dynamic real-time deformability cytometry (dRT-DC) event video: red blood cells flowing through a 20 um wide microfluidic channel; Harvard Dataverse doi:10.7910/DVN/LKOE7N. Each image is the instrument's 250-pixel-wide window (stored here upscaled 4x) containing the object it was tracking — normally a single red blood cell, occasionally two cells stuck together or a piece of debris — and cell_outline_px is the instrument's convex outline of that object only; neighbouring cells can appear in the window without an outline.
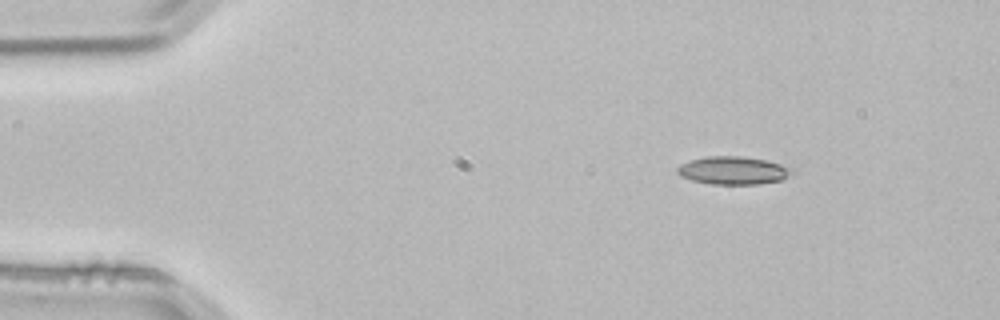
{"species": "common noctule bat (a hibernating species)", "species_latin": "Nyctalus noctula", "temperature_condition": "room temperature", "stored_images_in_passage": 2, "camera_frame_rate_fps": 3000, "um_per_image_px": 0.085, "animal": {"sex": "male", "body_mass_g": 21.5, "forearm_length_mm": 52.0}, "frame": {"image": 1, "passage_image": 2, "time_ms": 0.333, "image_size_px": [1000, 320], "cell_outline_px": [[792, 172], [780, 180], [760, 184], [708, 184], [692, 180], [680, 176], [676, 172], [676, 168], [680, 164], [688, 160], [708, 156], [740, 156], [764, 160], [780, 164], [792, 168]], "centroid_in_image_um": [62.24, 14.49], "position_along_channel_um": 22.8, "area_um2": 18.61}}